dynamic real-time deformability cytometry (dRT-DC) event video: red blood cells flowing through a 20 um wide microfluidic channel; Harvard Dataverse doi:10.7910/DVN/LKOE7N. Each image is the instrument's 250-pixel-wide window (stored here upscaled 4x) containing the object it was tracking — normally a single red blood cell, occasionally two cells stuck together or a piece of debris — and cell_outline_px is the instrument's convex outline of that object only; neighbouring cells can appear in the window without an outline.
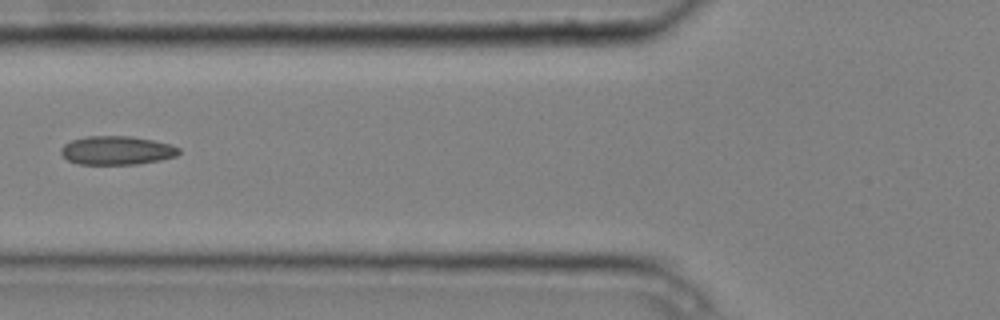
{"species": "common noctule bat (a hibernating species)", "species_latin": "Nyctalus noctula", "temperature_condition": "cold", "stored_images_in_passage": 5, "camera_frame_rate_fps": 3000, "um_per_image_px": 0.085, "animal": {"sex": "male", "body_mass_g": 20.4}, "frame": {"image": 1, "passage_image": 4, "time_ms": 1.0, "image_size_px": [1000, 320], "cell_outline_px": [[180, 152], [176, 156], [160, 160], [136, 164], [80, 164], [68, 160], [60, 152], [60, 148], [64, 144], [72, 140], [88, 136], [132, 136], [172, 144], [180, 148]], "centroid_in_image_um": [9.94, 12.78], "position_along_channel_um": 115.9, "area_um2": 19.71}}
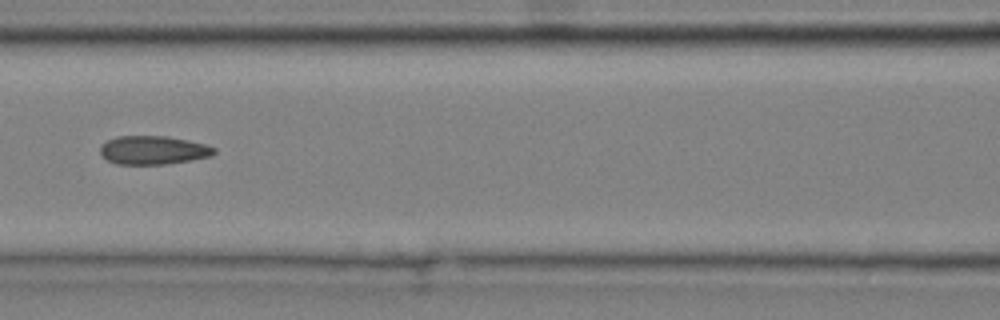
{"frame": {"image": 2, "passage_image": 5, "time_ms": 1.333, "image_size_px": [1000, 320], "cell_outline_px": [[216, 152], [212, 156], [192, 160], [164, 164], [116, 164], [108, 160], [100, 152], [100, 144], [116, 136], [168, 136], [208, 144], [216, 148]], "centroid_in_image_um": [13.06, 12.75], "position_along_channel_um": 153.5, "area_um2": 19.13}}